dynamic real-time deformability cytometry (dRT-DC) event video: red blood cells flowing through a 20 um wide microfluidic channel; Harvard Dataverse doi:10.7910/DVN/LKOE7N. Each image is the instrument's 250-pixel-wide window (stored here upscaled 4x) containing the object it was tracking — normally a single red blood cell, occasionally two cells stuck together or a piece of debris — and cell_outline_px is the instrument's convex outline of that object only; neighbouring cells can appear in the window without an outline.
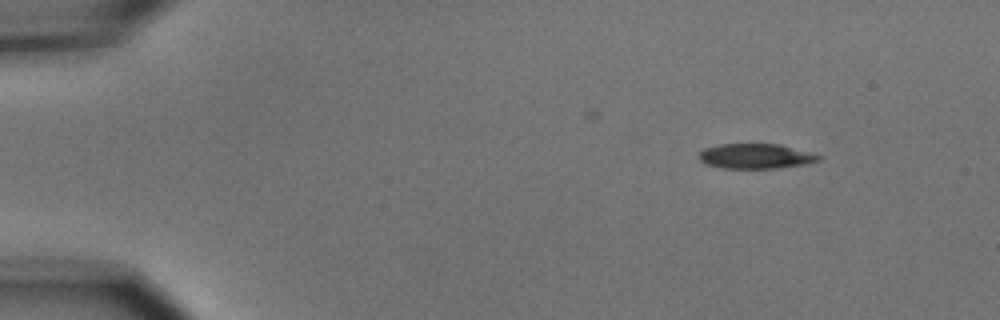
{"species": "common noctule bat (a hibernating species)", "species_latin": "Nyctalus noctula", "temperature_condition": "cold", "stored_images_in_passage": 5, "camera_frame_rate_fps": 3000, "um_per_image_px": 0.085, "animal": {"sex": "male", "body_mass_g": 15.6}, "frame": {"image": 1, "passage_image": 2, "time_ms": 1.333, "image_size_px": [1000, 320], "cell_outline_px": [[820, 160], [804, 164], [776, 168], [724, 168], [708, 164], [700, 160], [696, 156], [704, 148], [720, 144], [780, 144], [808, 152], [820, 156]], "centroid_in_image_um": [64.18, 13.27], "position_along_channel_um": 20.8, "area_um2": 17.17}}
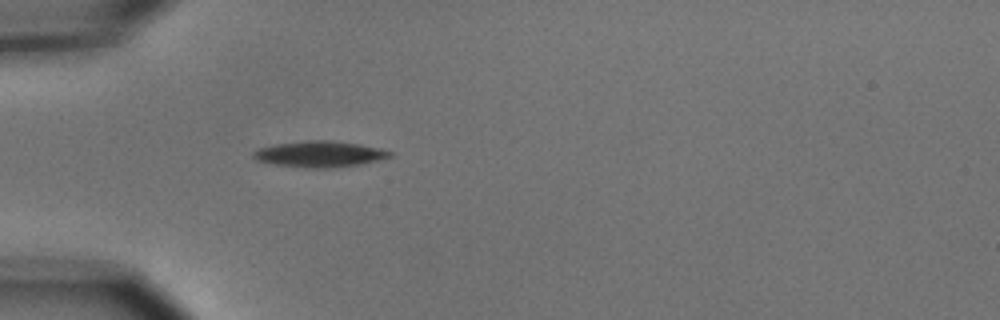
{"frame": {"image": 2, "passage_image": 5, "time_ms": 4.667, "image_size_px": [1000, 320], "cell_outline_px": [[392, 156], [360, 164], [324, 168], [304, 168], [276, 164], [256, 160], [252, 156], [252, 152], [260, 148], [276, 144], [308, 140], [332, 140], [360, 144], [380, 148], [392, 152]], "centroid_in_image_um": [27.16, 13.09], "position_along_channel_um": 57.8, "area_um2": 20.52}}